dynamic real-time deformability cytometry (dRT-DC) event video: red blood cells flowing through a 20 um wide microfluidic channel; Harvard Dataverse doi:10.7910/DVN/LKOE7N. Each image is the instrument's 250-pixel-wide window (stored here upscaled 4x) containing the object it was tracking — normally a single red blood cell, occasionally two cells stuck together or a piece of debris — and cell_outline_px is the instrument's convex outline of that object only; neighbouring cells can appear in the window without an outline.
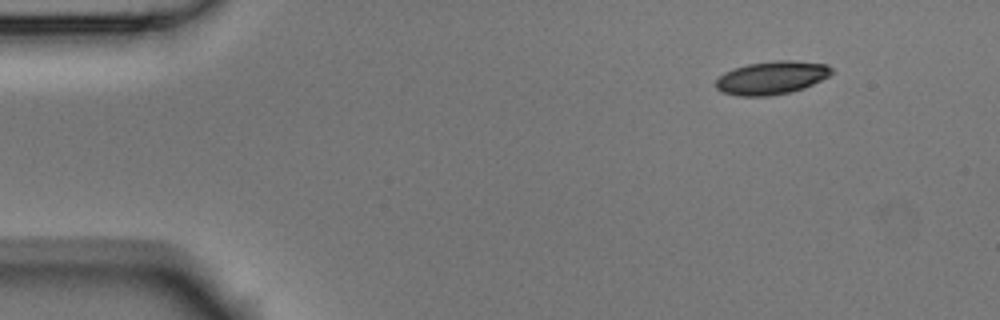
{"species": "Egyptian fruit bat (a non-hibernating species)", "species_latin": "Rousettus aegyptiacus", "temperature_condition": "room temperature", "stored_images_in_passage": 6, "camera_frame_rate_fps": 3000, "um_per_image_px": 0.085, "animal": {"sex": "male"}, "frame": {"image": 1, "passage_image": 1, "time_ms": 0.0, "image_size_px": [1000, 320], "cell_outline_px": [[832, 72], [828, 76], [804, 88], [788, 92], [768, 96], [740, 96], [720, 92], [716, 88], [716, 80], [724, 72], [748, 64], [776, 60], [792, 60], [828, 64], [832, 68]], "centroid_in_image_um": [65.58, 6.6], "position_along_channel_um": 19.4, "area_um2": 22.25}}
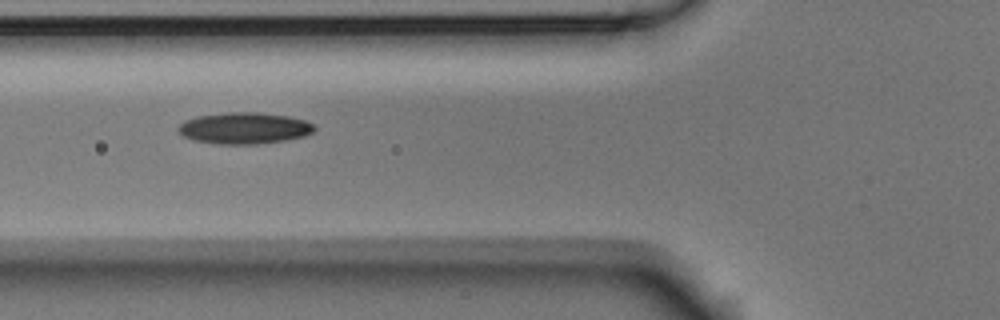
{"frame": {"image": 2, "passage_image": 5, "time_ms": 1.333, "image_size_px": [1000, 320], "cell_outline_px": [[316, 128], [312, 132], [304, 136], [284, 140], [256, 144], [220, 144], [196, 140], [184, 136], [176, 128], [184, 120], [196, 116], [224, 112], [260, 112], [288, 116], [304, 120], [312, 124]], "centroid_in_image_um": [20.75, 10.88], "position_along_channel_um": 105.1, "area_um2": 24.85}}
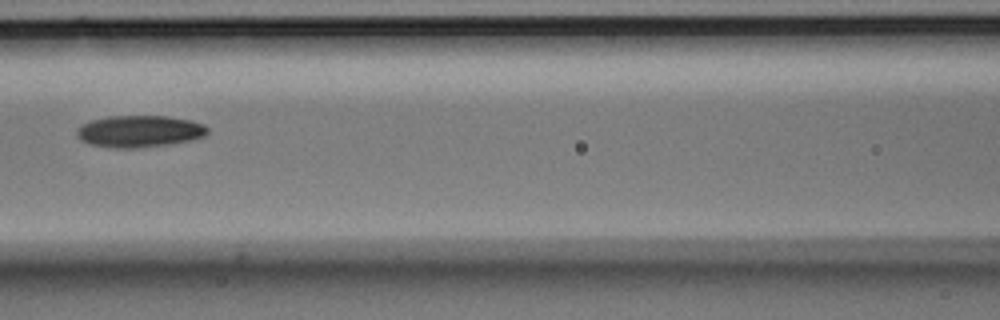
{"frame": {"image": 3, "passage_image": 6, "time_ms": 1.667, "image_size_px": [1000, 320], "cell_outline_px": [[208, 132], [204, 136], [192, 140], [168, 144], [132, 148], [112, 148], [88, 144], [80, 140], [76, 132], [84, 124], [92, 120], [108, 116], [168, 116], [192, 120], [204, 124], [208, 128]], "centroid_in_image_um": [11.88, 11.16], "position_along_channel_um": 154.7, "area_um2": 24.22}}